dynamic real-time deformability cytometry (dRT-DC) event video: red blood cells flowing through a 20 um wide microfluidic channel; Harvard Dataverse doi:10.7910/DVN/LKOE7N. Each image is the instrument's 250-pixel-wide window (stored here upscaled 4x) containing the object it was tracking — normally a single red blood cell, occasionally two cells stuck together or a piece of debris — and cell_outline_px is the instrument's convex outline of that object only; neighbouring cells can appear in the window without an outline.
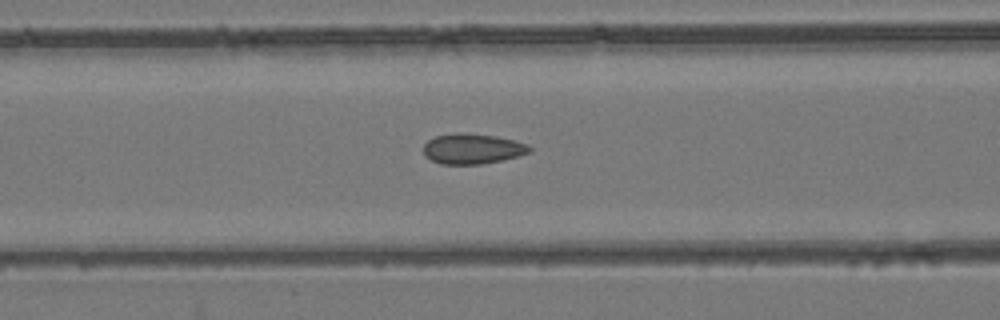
{"species": "common noctule bat (a hibernating species)", "species_latin": "Nyctalus noctula", "temperature_condition": "room temperature", "stored_images_in_passage": 55, "camera_frame_rate_fps": 3000, "um_per_image_px": 0.085, "animal": {"sex": "female", "body_mass_g": 24.6, "forearm_length_mm": 56.2}, "frame": {"image": 1, "passage_image": 23, "time_ms": 7.333, "image_size_px": [1000, 320], "cell_outline_px": [[532, 148], [528, 152], [516, 156], [500, 160], [480, 164], [440, 164], [424, 156], [424, 144], [428, 140], [436, 136], [460, 132], [464, 132], [496, 136], [528, 144]], "centroid_in_image_um": [40.12, 12.64], "position_along_channel_um": 126.5, "area_um2": 18.55}}
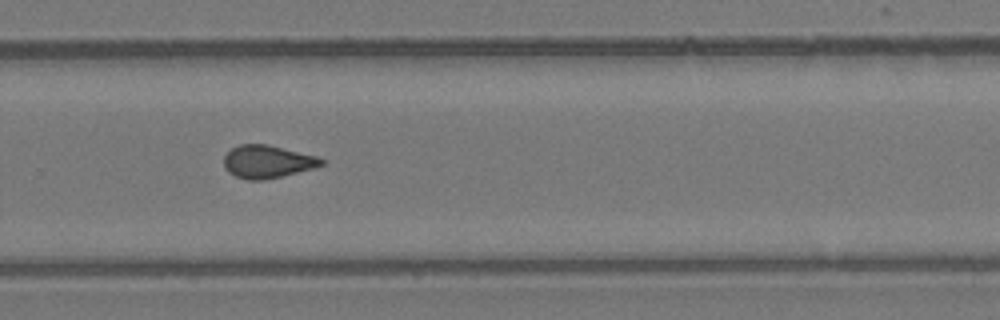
{"frame": {"image": 2, "passage_image": 37, "time_ms": 12.0, "image_size_px": [1000, 320], "cell_outline_px": [[324, 164], [316, 168], [264, 180], [248, 180], [236, 176], [228, 172], [224, 168], [224, 156], [232, 148], [240, 144], [268, 144], [316, 156], [324, 160]], "centroid_in_image_um": [22.73, 13.74], "position_along_channel_um": 307.1, "area_um2": 18.67}}
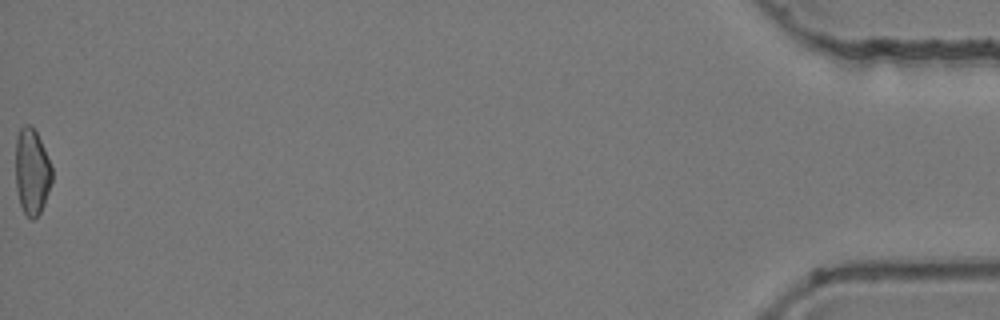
{"frame": {"image": 3, "passage_image": 55, "time_ms": 18.0, "image_size_px": [1000, 320], "cell_outline_px": [[52, 180], [44, 204], [40, 212], [32, 220], [24, 212], [20, 204], [16, 188], [16, 136], [20, 128], [24, 124], [28, 124], [36, 132], [44, 148], [52, 168]], "centroid_in_image_um": [2.7, 14.58], "position_along_channel_um": 432.5, "area_um2": 18.09}, "authors_computed_cell_mechanics": {"area_um2": 18.6694, "velocity_mm_per_s": 3.8827, "shape_relaxation_time_tau1_ms": null, "shape_relaxation_time_tau2_ms": 1.8618, "deformation_change_tau1": null, "deformation_change_tau2": 0.0708}}